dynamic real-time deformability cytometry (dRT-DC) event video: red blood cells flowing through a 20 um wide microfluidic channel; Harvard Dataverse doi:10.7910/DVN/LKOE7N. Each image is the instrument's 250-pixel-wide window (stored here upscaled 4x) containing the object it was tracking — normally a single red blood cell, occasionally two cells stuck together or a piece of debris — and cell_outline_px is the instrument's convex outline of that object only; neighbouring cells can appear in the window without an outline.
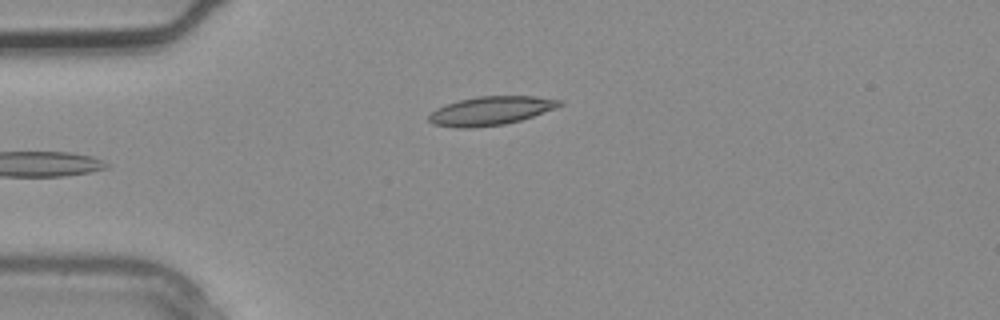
{"species": "common noctule bat (a hibernating species)", "species_latin": "Nyctalus noctula", "temperature_condition": "warm", "stored_images_in_passage": 2, "camera_frame_rate_fps": 3000, "um_per_image_px": 0.085, "animal": {"sex": "male", "body_mass_g": 20.4}, "frame": {"image": 1, "passage_image": 2, "time_ms": 0.333, "image_size_px": [1000, 320], "cell_outline_px": [[564, 104], [556, 108], [520, 120], [504, 124], [472, 128], [456, 128], [432, 124], [428, 120], [428, 116], [436, 108], [460, 100], [476, 96], [536, 96], [564, 100]], "centroid_in_image_um": [41.73, 9.41], "position_along_channel_um": 43.3, "area_um2": 21.91}}